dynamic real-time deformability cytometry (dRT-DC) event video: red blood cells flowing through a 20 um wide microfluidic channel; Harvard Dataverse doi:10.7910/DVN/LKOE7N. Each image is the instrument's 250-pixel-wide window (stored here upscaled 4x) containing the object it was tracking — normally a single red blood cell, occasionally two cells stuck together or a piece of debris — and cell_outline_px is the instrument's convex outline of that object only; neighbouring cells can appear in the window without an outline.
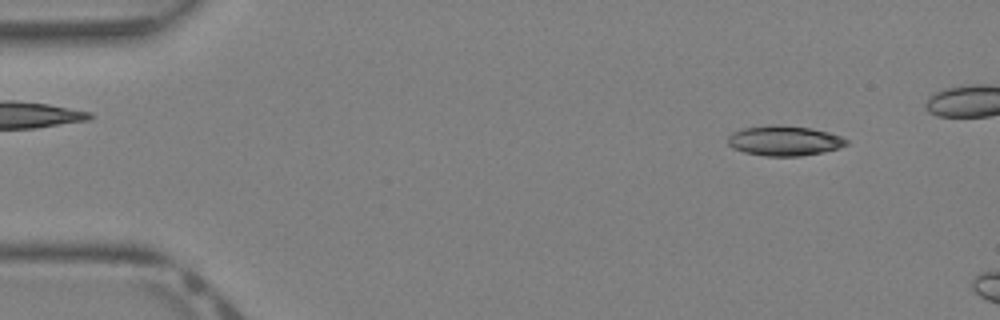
{"species": "Egyptian fruit bat (a non-hibernating species)", "species_latin": "Rousettus aegyptiacus", "temperature_condition": "warm", "stored_images_in_passage": 9, "camera_frame_rate_fps": 3000, "um_per_image_px": 0.085, "animal": {"sex": "female"}, "frame": {"image": 1, "passage_image": 4, "time_ms": 1.0, "image_size_px": [1000, 320], "cell_outline_px": [[848, 144], [840, 148], [800, 156], [764, 156], [744, 152], [732, 148], [728, 144], [728, 136], [732, 132], [740, 128], [772, 124], [780, 124], [812, 128], [828, 132], [840, 136], [848, 140]], "centroid_in_image_um": [66.63, 11.94], "position_along_channel_um": 18.4, "area_um2": 20.98}}